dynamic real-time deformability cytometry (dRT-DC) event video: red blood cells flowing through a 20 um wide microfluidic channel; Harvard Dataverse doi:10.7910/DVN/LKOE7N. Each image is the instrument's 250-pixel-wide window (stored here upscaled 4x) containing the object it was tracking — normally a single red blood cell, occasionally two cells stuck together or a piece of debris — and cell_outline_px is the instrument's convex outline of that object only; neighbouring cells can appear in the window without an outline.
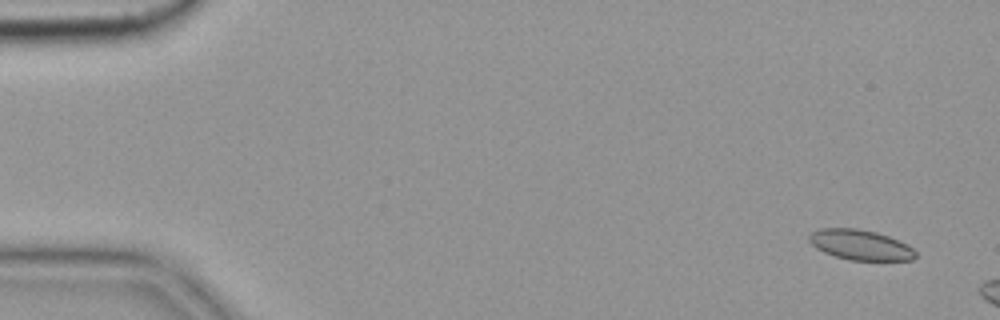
{"species": "common noctule bat (a hibernating species)", "species_latin": "Nyctalus noctula", "temperature_condition": "cold", "stored_images_in_passage": 3, "camera_frame_rate_fps": 3000, "um_per_image_px": 0.085, "animal": {"sex": "female", "body_mass_g": 19.9}, "frame": {"image": 1, "passage_image": 3, "time_ms": 0.667, "image_size_px": [1000, 320], "cell_outline_px": [[916, 256], [912, 260], [848, 260], [824, 252], [816, 248], [808, 240], [808, 236], [812, 232], [820, 228], [856, 228], [876, 232], [888, 236], [912, 248], [916, 252]], "centroid_in_image_um": [73.09, 20.81], "position_along_channel_um": 11.9, "area_um2": 18.55}}